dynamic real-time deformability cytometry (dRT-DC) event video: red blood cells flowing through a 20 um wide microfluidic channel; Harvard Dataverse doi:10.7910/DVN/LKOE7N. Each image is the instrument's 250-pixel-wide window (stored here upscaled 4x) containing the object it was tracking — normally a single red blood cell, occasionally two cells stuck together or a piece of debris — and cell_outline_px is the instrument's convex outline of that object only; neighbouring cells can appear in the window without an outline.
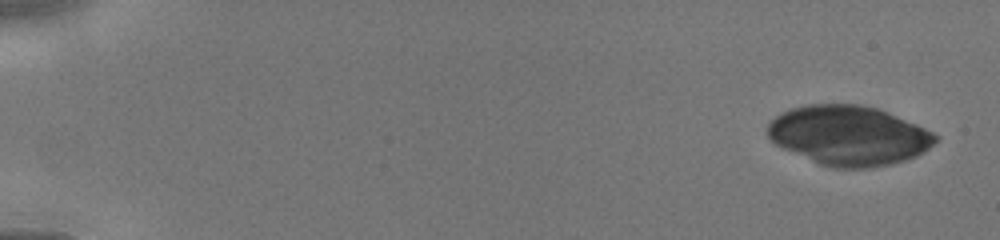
{"species": "human", "species_latin": "Homo sapiens", "temperature_condition": "cold", "stored_images_in_passage": 21, "camera_frame_rate_fps": 3000, "um_per_image_px": 0.085, "donor": {"sex": "male"}, "frame": {"image": 1, "passage_image": 1, "time_ms": 0.0, "image_size_px": [1000, 240], "cell_outline_px": [[940, 140], [924, 152], [916, 156], [892, 164], [872, 168], [832, 168], [820, 164], [784, 148], [776, 144], [768, 136], [768, 124], [780, 112], [788, 108], [808, 104], [860, 104], [876, 108], [916, 124], [940, 136]], "centroid_in_image_um": [72.17, 11.51], "position_along_channel_um": 12.8, "area_um2": 58.26}}